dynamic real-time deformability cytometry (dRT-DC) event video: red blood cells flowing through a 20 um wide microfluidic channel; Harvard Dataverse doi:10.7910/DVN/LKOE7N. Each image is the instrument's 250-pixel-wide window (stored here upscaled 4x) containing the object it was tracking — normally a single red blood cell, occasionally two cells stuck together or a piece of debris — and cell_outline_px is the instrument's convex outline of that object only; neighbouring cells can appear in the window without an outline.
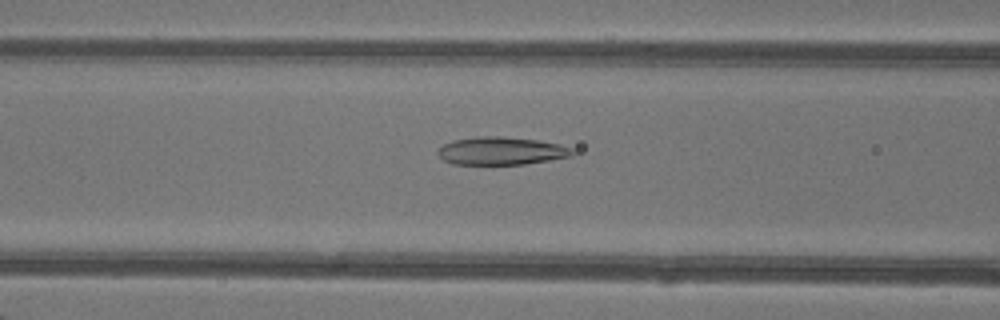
{"species": "common noctule bat (a hibernating species)", "species_latin": "Nyctalus noctula", "temperature_condition": "warm", "stored_images_in_passage": 36, "camera_frame_rate_fps": 3000, "um_per_image_px": 0.085, "animal": {"sex": "female"}, "frame": {"image": 1, "passage_image": 7, "time_ms": 2.0, "image_size_px": [1000, 320], "cell_outline_px": [[576, 152], [572, 156], [524, 164], [452, 164], [444, 160], [436, 152], [444, 144], [452, 140], [476, 136], [500, 136], [540, 140], [560, 144], [572, 148]], "centroid_in_image_um": [42.62, 12.81], "position_along_channel_um": 124.0, "area_um2": 21.96}}
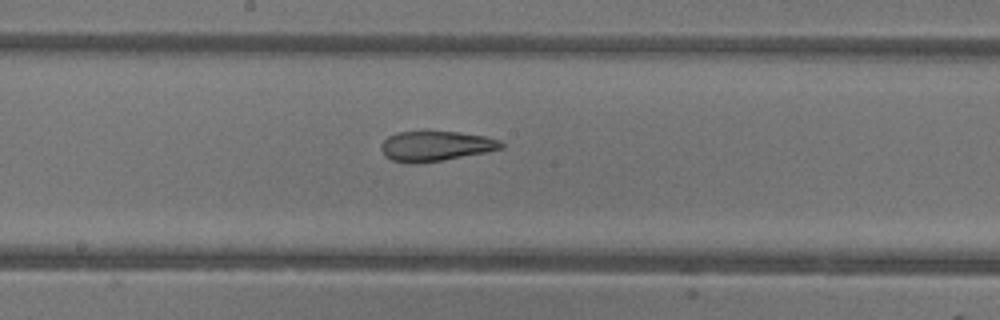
{"frame": {"image": 2, "passage_image": 13, "time_ms": 4.0, "image_size_px": [1000, 320], "cell_outline_px": [[504, 148], [484, 152], [440, 160], [416, 164], [408, 164], [392, 160], [384, 156], [380, 148], [380, 144], [388, 136], [396, 132], [456, 132], [484, 136], [500, 140], [504, 144]], "centroid_in_image_um": [36.98, 12.42], "position_along_channel_um": 211.2, "area_um2": 20.87}}
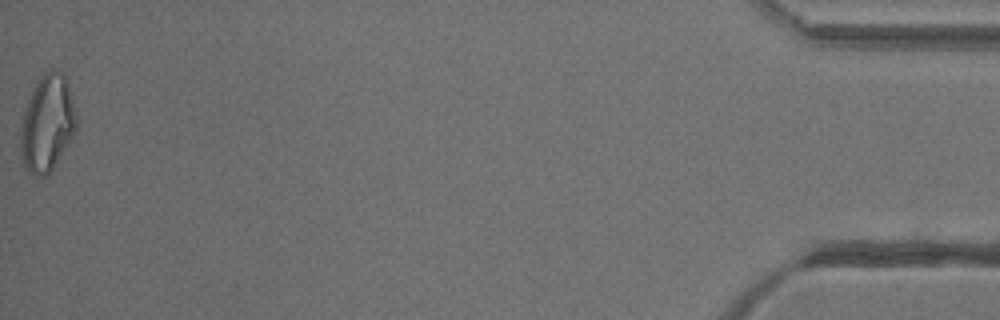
{"frame": {"image": 3, "passage_image": 35, "time_ms": 11.333, "image_size_px": [1000, 320], "cell_outline_px": [[76, 132], [72, 140], [52, 168], [44, 176], [36, 176], [28, 172], [24, 168], [20, 156], [20, 124], [32, 88], [36, 80], [44, 72], [52, 68], [60, 72], [64, 76], [68, 84], [76, 116]], "centroid_in_image_um": [3.99, 10.49], "position_along_channel_um": 431.2, "area_um2": 31.62}}